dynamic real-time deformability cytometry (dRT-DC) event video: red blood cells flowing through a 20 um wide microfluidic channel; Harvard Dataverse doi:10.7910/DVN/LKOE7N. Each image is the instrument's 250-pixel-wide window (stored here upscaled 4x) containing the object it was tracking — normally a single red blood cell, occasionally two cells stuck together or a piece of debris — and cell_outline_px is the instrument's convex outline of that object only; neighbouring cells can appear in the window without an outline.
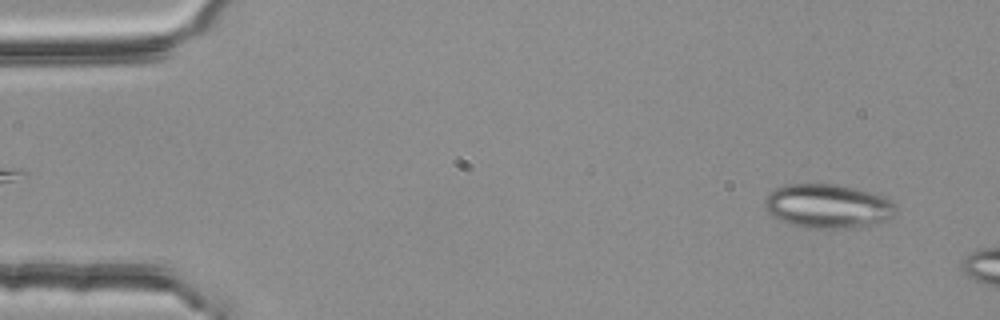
{"species": "common noctule bat (a hibernating species)", "species_latin": "Nyctalus noctula", "temperature_condition": "room temperature", "stored_images_in_passage": 8, "camera_frame_rate_fps": 3000, "um_per_image_px": 0.085, "animal": {"sex": "female", "body_mass_g": 25.1}, "frame": {"image": 1, "passage_image": 3, "time_ms": 0.667, "image_size_px": [1000, 320], "cell_outline_px": [[896, 212], [892, 216], [884, 220], [864, 224], [836, 228], [808, 228], [788, 224], [772, 216], [768, 212], [764, 204], [764, 200], [776, 188], [784, 184], [836, 184], [884, 196], [896, 208]], "centroid_in_image_um": [70.28, 17.5], "position_along_channel_um": 14.7, "area_um2": 32.89}}